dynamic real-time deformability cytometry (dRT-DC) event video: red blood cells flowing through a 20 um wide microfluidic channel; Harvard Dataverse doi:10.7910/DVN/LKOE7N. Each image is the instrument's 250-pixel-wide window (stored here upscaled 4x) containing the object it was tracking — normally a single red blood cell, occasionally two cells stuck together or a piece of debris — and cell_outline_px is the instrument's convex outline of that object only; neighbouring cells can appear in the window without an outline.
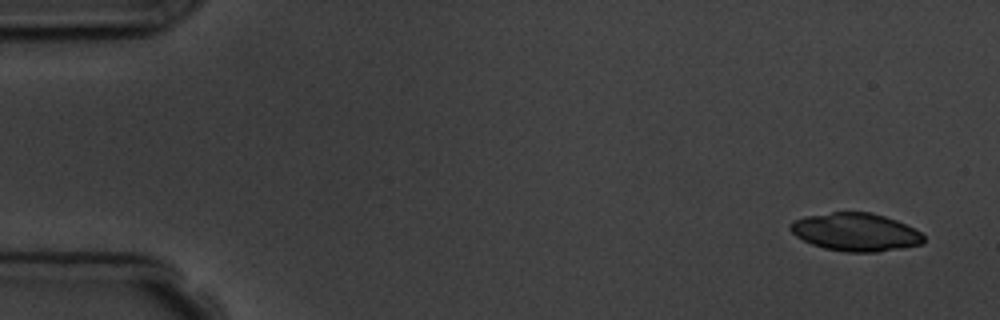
{"species": "common noctule bat (a hibernating species)", "species_latin": "Nyctalus noctula", "temperature_condition": "room temperature", "stored_images_in_passage": 5, "camera_frame_rate_fps": 3000, "um_per_image_px": 0.085, "animal": {"sex": "male", "body_mass_g": 19.5, "forearm_length_mm": 54.6}, "frame": {"image": 1, "passage_image": 1, "time_ms": 0.0, "image_size_px": [1000, 320], "cell_outline_px": [[924, 244], [876, 252], [844, 252], [824, 248], [812, 244], [796, 236], [788, 228], [788, 224], [792, 220], [804, 216], [832, 212], [872, 212], [896, 220], [920, 232], [924, 236]], "centroid_in_image_um": [72.69, 19.72], "position_along_channel_um": 12.3, "area_um2": 29.59}}